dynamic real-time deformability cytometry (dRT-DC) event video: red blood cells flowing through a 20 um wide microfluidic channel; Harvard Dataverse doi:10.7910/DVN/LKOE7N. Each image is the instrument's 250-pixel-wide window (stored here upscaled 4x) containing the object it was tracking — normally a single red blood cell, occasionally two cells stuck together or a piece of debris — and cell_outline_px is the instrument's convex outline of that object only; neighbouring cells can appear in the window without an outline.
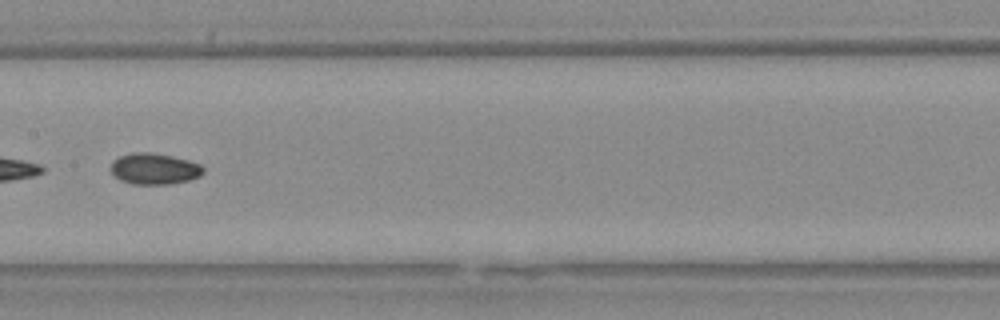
{"species": "Egyptian fruit bat (a non-hibernating species)", "species_latin": "Rousettus aegyptiacus", "temperature_condition": "warm", "stored_images_in_passage": 52, "segment_of_instrument_passage": [2, 2], "camera_frame_rate_fps": 3000, "um_per_image_px": 0.085, "animal": {"sex": "female"}, "frame": {"image": 1, "passage_image": 28, "time_ms": 9.0, "image_size_px": [1000, 320], "cell_outline_px": [[204, 172], [200, 176], [188, 180], [168, 184], [132, 184], [120, 180], [108, 168], [112, 160], [120, 156], [132, 152], [152, 152], [172, 156], [188, 160], [200, 164], [204, 168]], "centroid_in_image_um": [13.09, 14.34], "position_along_channel_um": 194.3, "area_um2": 16.94}}